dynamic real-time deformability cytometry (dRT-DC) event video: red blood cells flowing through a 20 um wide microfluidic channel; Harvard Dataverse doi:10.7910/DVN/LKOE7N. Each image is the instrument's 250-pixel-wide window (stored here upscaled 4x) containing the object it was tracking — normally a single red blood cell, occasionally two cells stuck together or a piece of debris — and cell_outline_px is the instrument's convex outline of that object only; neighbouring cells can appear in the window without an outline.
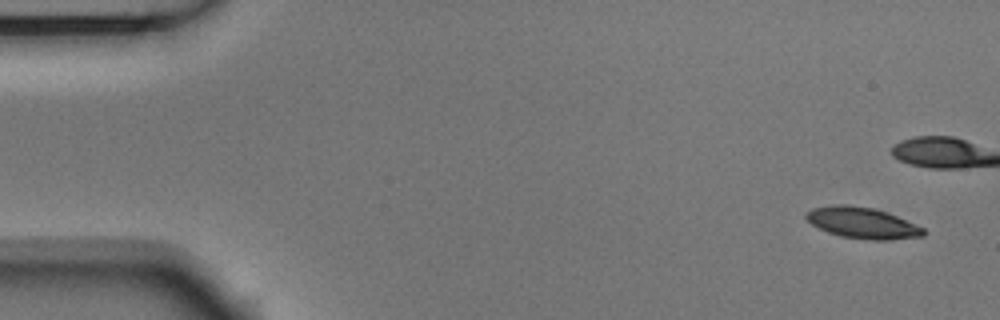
{"species": "Egyptian fruit bat (a non-hibernating species)", "species_latin": "Rousettus aegyptiacus", "temperature_condition": "room temperature", "stored_images_in_passage": 6, "camera_frame_rate_fps": 3000, "um_per_image_px": 0.085, "animal": {"sex": "male"}, "frame": {"image": 1, "passage_image": 1, "time_ms": 0.0, "image_size_px": [1000, 320], "cell_outline_px": [[928, 232], [924, 236], [888, 240], [868, 240], [840, 236], [828, 232], [812, 224], [804, 216], [812, 208], [832, 204], [848, 204], [872, 208], [896, 216], [924, 228]], "centroid_in_image_um": [73.31, 18.95], "position_along_channel_um": 11.7, "area_um2": 21.21}}
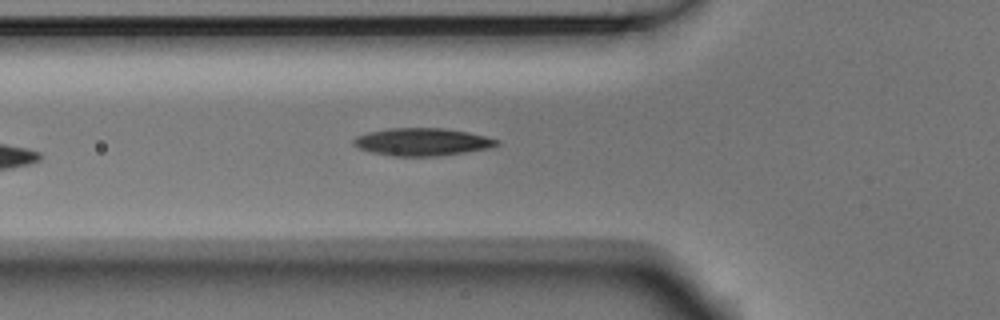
{"frame": {"image": 2, "passage_image": 6, "time_ms": 1.667, "image_size_px": [1000, 320], "cell_outline_px": [[500, 144], [492, 148], [436, 156], [392, 156], [372, 152], [360, 148], [352, 144], [352, 140], [356, 136], [368, 132], [388, 128], [444, 128], [468, 132], [500, 140]], "centroid_in_image_um": [35.89, 12.06], "position_along_channel_um": 89.9, "area_um2": 23.06}}